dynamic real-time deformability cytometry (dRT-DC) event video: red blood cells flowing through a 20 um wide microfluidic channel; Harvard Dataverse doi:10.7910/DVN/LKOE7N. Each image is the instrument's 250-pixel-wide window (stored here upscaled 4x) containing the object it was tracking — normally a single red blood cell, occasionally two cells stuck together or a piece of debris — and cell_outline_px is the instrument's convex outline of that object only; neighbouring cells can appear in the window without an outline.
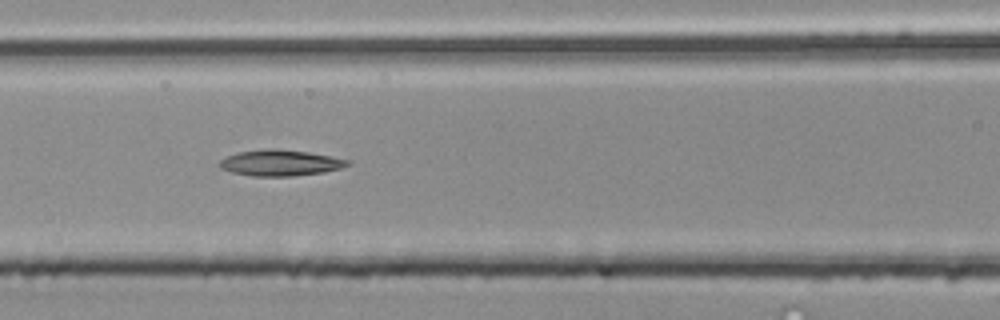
{"species": "common noctule bat (a hibernating species)", "species_latin": "Nyctalus noctula", "temperature_condition": "room temperature", "stored_images_in_passage": 5, "camera_frame_rate_fps": 3000, "um_per_image_px": 0.085, "animal": {"sex": "male", "body_mass_g": 20.4}, "frame": {"image": 1, "passage_image": 5, "time_ms": 1.333, "image_size_px": [1000, 320], "cell_outline_px": [[352, 164], [340, 168], [324, 172], [292, 176], [252, 176], [232, 172], [220, 168], [220, 160], [236, 152], [264, 148], [276, 148], [308, 152], [352, 160]], "centroid_in_image_um": [23.84, 13.83], "position_along_channel_um": 142.8, "area_um2": 19.54}}